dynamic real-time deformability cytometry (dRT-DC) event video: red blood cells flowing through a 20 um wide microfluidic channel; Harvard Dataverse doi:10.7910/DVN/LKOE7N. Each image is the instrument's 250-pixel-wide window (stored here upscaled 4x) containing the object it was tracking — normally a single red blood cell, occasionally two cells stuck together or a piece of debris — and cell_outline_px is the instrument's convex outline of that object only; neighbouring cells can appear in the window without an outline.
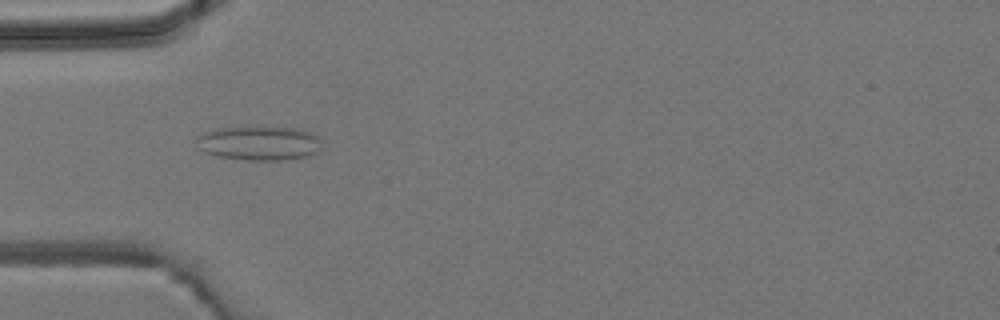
{"species": "common noctule bat (a hibernating species)", "species_latin": "Nyctalus noctula", "temperature_condition": "room temperature", "stored_images_in_passage": 3, "camera_frame_rate_fps": 3000, "um_per_image_px": 0.085, "animal": {"sex": "male", "body_mass_g": 19.2, "forearm_length_mm": 51.8}, "frame": {"image": 1, "passage_image": 1, "time_ms": 0.0, "image_size_px": [1000, 320], "cell_outline_px": [[320, 148], [316, 152], [308, 156], [284, 160], [252, 160], [216, 156], [204, 152], [200, 148], [196, 140], [196, 136], [200, 132], [216, 128], [296, 128], [308, 132], [316, 136], [320, 140]], "centroid_in_image_um": [21.97, 12.18], "position_along_channel_um": 63.0, "area_um2": 24.68}}
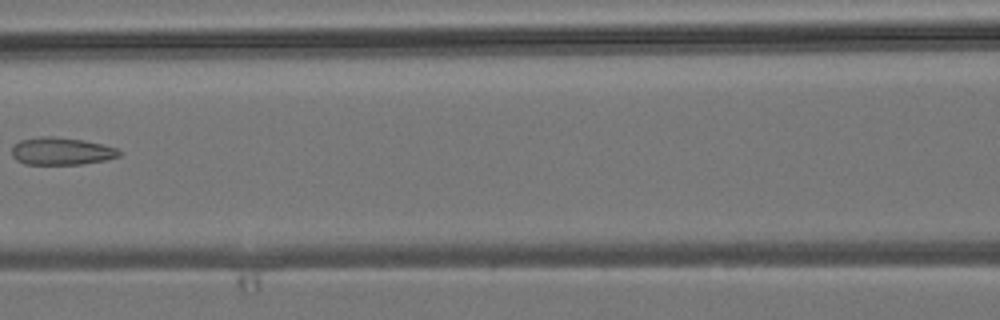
{"frame": {"image": 2, "passage_image": 3, "time_ms": 2.333, "image_size_px": [1000, 320], "cell_outline_px": [[124, 152], [120, 156], [104, 160], [80, 164], [24, 164], [16, 160], [12, 156], [12, 148], [20, 140], [40, 136], [52, 136], [84, 140], [116, 148]], "centroid_in_image_um": [5.22, 12.85], "position_along_channel_um": 161.4, "area_um2": 17.17}}